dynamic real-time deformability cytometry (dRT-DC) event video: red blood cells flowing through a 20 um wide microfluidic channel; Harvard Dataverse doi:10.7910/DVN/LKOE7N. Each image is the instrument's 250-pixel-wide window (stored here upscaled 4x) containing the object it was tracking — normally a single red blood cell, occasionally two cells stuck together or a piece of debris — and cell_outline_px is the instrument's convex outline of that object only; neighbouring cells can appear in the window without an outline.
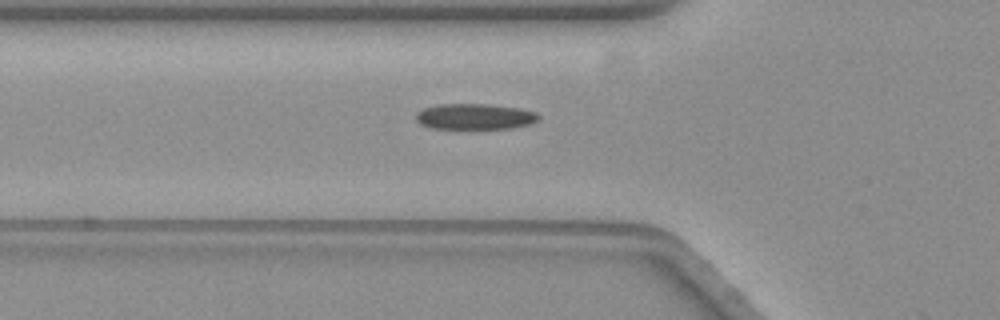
{"species": "common noctule bat (a hibernating species)", "species_latin": "Nyctalus noctula", "temperature_condition": "warm", "stored_images_in_passage": 11, "camera_frame_rate_fps": 3000, "um_per_image_px": 0.085, "animal": {"sex": "female", "body_mass_g": 19.3, "forearm_length_mm": 54.1}, "frame": {"image": 1, "passage_image": 9, "time_ms": 2.667, "image_size_px": [1000, 320], "cell_outline_px": [[540, 116], [532, 124], [508, 128], [432, 128], [420, 124], [416, 120], [416, 112], [424, 108], [436, 104], [488, 104], [520, 108], [536, 112]], "centroid_in_image_um": [40.35, 9.89], "position_along_channel_um": 85.5, "area_um2": 18.38}}